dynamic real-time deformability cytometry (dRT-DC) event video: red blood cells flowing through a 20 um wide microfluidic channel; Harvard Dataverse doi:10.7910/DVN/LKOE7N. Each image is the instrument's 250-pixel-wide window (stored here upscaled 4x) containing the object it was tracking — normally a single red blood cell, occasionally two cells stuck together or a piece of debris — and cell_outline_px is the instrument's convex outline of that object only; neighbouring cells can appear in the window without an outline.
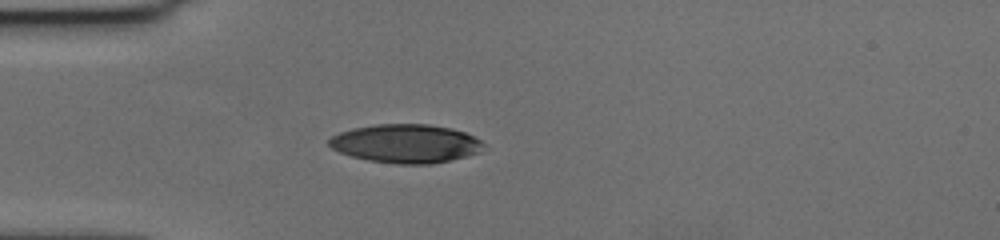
{"species": "human", "species_latin": "Homo sapiens", "temperature_condition": "cold", "stored_images_in_passage": 41, "camera_frame_rate_fps": 3000, "um_per_image_px": 0.085, "donor": {"sex": "female"}, "frame": {"image": 1, "passage_image": 1, "time_ms": 0.0, "image_size_px": [1000, 240], "cell_outline_px": [[484, 144], [480, 152], [468, 156], [432, 164], [396, 164], [368, 160], [352, 156], [340, 152], [332, 148], [328, 144], [328, 140], [332, 136], [340, 132], [352, 128], [376, 124], [428, 124], [452, 128], [464, 132], [480, 140]], "centroid_in_image_um": [34.49, 12.2], "position_along_channel_um": 50.5, "area_um2": 34.8}}
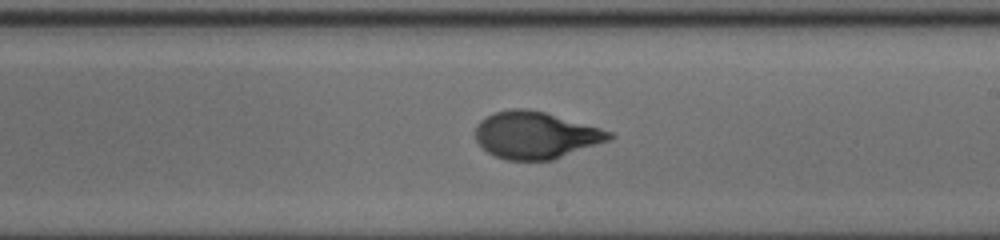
{"frame": {"image": 2, "passage_image": 18, "time_ms": 5.667, "image_size_px": [1000, 240], "cell_outline_px": [[616, 136], [608, 140], [552, 160], [504, 160], [488, 152], [476, 140], [476, 124], [480, 120], [492, 112], [512, 108], [528, 108], [544, 112], [600, 128], [612, 132]], "centroid_in_image_um": [45.49, 11.47], "position_along_channel_um": 243.5, "area_um2": 36.47}}
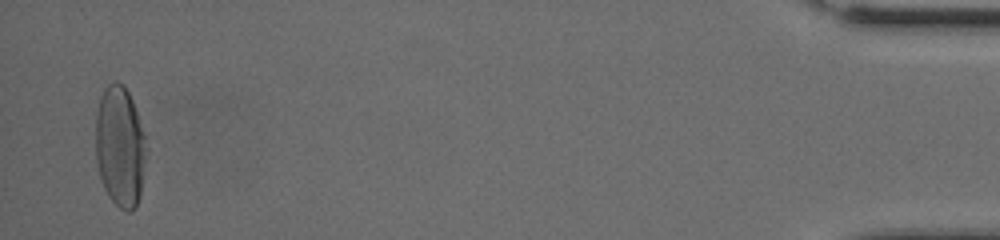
{"frame": {"image": 3, "passage_image": 40, "time_ms": 13.0, "image_size_px": [1000, 240], "cell_outline_px": [[148, 152], [140, 196], [136, 208], [132, 212], [128, 212], [120, 208], [108, 196], [100, 180], [96, 164], [96, 112], [100, 96], [104, 88], [108, 84], [116, 80], [124, 84], [132, 100], [144, 136]], "centroid_in_image_um": [10.2, 12.48], "position_along_channel_um": 425.0, "area_um2": 36.24}, "authors_computed_cell_mechanics": {"area_um2": 35.9516, "velocity_mm_per_s": 3.6526, "shape_relaxation_time_tau1_ms": 3.408, "shape_relaxation_time_tau2_ms": 0.7355, "deformation_change_tau1": 0.2005, "deformation_change_tau2": 0.0511}}